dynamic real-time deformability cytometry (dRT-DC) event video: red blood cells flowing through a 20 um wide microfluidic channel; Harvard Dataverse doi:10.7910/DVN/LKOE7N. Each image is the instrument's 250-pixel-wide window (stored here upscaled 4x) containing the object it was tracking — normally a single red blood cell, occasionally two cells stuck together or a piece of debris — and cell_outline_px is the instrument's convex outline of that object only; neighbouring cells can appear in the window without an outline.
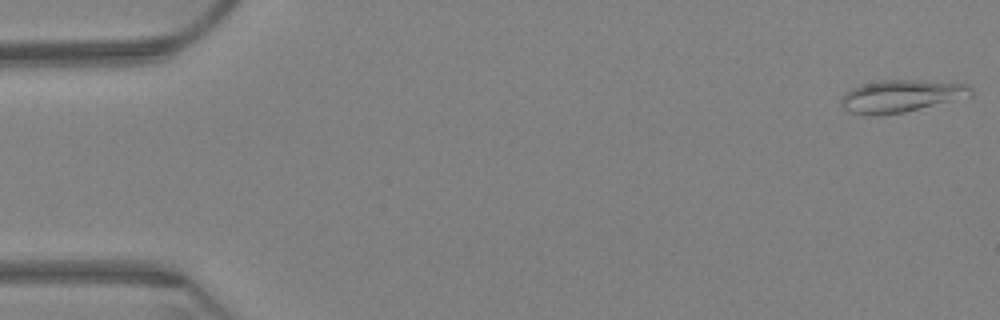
{"species": "Egyptian fruit bat (a non-hibernating species)", "species_latin": "Rousettus aegyptiacus", "temperature_condition": "warm", "stored_images_in_passage": 63, "camera_frame_rate_fps": 3000, "um_per_image_px": 0.085, "animal": {"sex": "female"}, "frame": {"image": 1, "passage_image": 1, "time_ms": 0.0, "image_size_px": [1000, 320], "cell_outline_px": [[976, 92], [972, 96], [904, 112], [876, 116], [872, 116], [848, 112], [840, 104], [840, 100], [844, 92], [860, 84], [880, 80], [924, 80], [968, 84]], "centroid_in_image_um": [76.59, 8.16], "position_along_channel_um": 8.4, "area_um2": 24.85}}
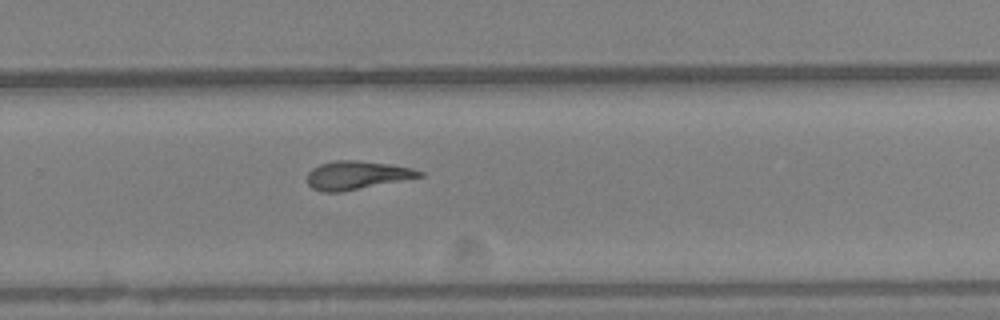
{"frame": {"image": 2, "passage_image": 42, "time_ms": 13.667, "image_size_px": [1000, 320], "cell_outline_px": [[424, 176], [340, 192], [320, 192], [312, 188], [308, 184], [308, 172], [312, 168], [320, 164], [336, 160], [360, 160], [388, 164], [412, 168], [424, 172]], "centroid_in_image_um": [30.31, 14.89], "position_along_channel_um": 299.5, "area_um2": 18.5}}
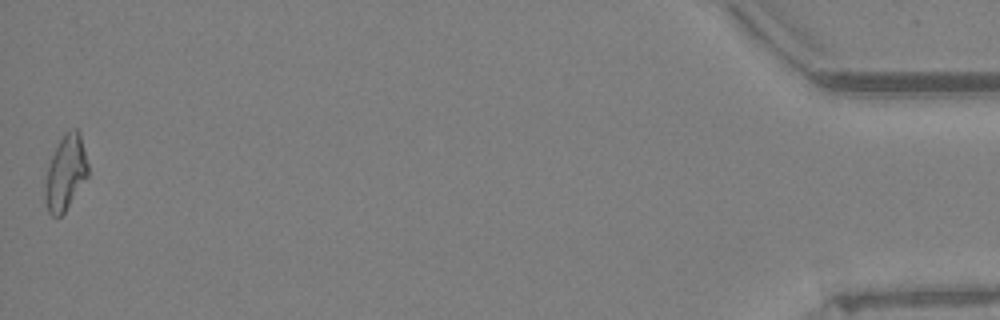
{"frame": {"image": 3, "passage_image": 63, "time_ms": 20.667, "image_size_px": [1000, 320], "cell_outline_px": [[88, 176], [64, 212], [60, 216], [52, 216], [48, 212], [44, 196], [44, 188], [48, 164], [64, 132], [68, 128], [76, 128], [80, 132], [88, 164]], "centroid_in_image_um": [5.57, 14.66], "position_along_channel_um": 429.6, "area_um2": 18.73}}